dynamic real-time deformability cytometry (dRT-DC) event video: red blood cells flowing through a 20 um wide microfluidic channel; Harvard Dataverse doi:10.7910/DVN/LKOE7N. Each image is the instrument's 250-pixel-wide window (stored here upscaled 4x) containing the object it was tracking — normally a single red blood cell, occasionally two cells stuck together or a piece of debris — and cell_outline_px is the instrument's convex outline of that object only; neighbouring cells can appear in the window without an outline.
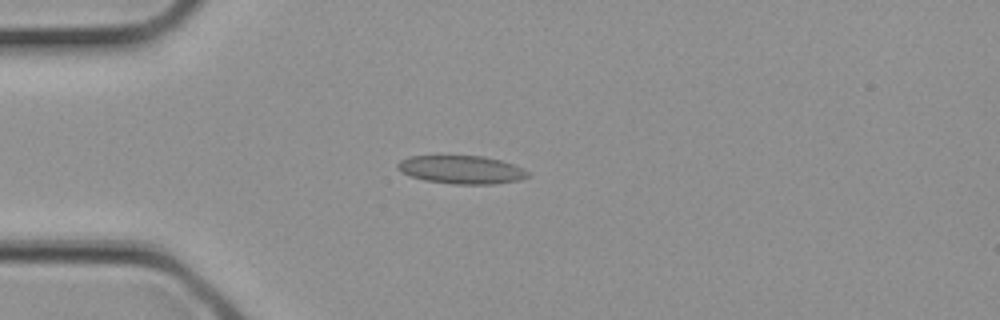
{"species": "common noctule bat (a hibernating species)", "species_latin": "Nyctalus noctula", "temperature_condition": "cold", "stored_images_in_passage": 1, "camera_frame_rate_fps": 3000, "um_per_image_px": 0.085, "animal": {"sex": "female", "body_mass_g": 21.9}, "frame": {"image": 1, "passage_image": 1, "time_ms": 0.0, "image_size_px": [1000, 320], "cell_outline_px": [[532, 176], [520, 180], [492, 184], [452, 184], [424, 180], [400, 172], [396, 168], [396, 164], [400, 160], [408, 156], [484, 156], [500, 160], [524, 168]], "centroid_in_image_um": [39.22, 14.42], "position_along_channel_um": 45.8, "area_um2": 21.56}}